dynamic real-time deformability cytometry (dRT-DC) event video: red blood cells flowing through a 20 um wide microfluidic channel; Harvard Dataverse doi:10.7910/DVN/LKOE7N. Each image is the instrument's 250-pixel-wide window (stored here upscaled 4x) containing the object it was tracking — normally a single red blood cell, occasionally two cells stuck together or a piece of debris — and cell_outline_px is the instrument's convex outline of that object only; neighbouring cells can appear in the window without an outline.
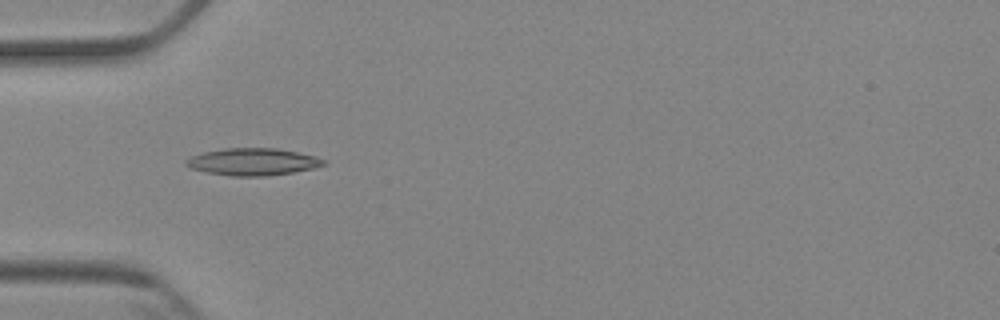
{"species": "Egyptian fruit bat (a non-hibernating species)", "species_latin": "Rousettus aegyptiacus", "temperature_condition": "cold", "stored_images_in_passage": 5, "camera_frame_rate_fps": 3000, "um_per_image_px": 0.085, "animal": {"sex": "female"}, "frame": {"image": 1, "passage_image": 4, "time_ms": 4.333, "image_size_px": [1000, 320], "cell_outline_px": [[328, 164], [312, 168], [292, 172], [268, 176], [232, 176], [208, 172], [192, 168], [184, 164], [184, 160], [192, 156], [204, 152], [224, 148], [276, 148], [316, 156], [324, 160]], "centroid_in_image_um": [21.49, 13.75], "position_along_channel_um": 63.5, "area_um2": 21.62}}
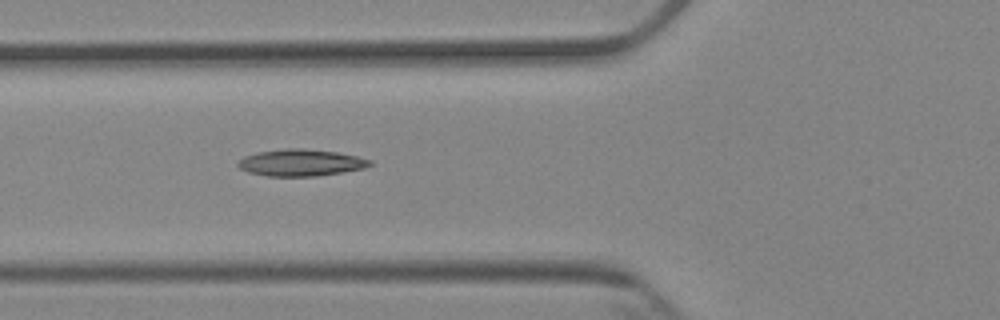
{"frame": {"image": 2, "passage_image": 5, "time_ms": 5.333, "image_size_px": [1000, 320], "cell_outline_px": [[372, 164], [364, 168], [316, 176], [268, 176], [248, 172], [240, 168], [236, 164], [244, 156], [256, 152], [284, 148], [304, 148], [336, 152], [356, 156], [372, 160]], "centroid_in_image_um": [25.54, 13.82], "position_along_channel_um": 100.3, "area_um2": 20.52}}